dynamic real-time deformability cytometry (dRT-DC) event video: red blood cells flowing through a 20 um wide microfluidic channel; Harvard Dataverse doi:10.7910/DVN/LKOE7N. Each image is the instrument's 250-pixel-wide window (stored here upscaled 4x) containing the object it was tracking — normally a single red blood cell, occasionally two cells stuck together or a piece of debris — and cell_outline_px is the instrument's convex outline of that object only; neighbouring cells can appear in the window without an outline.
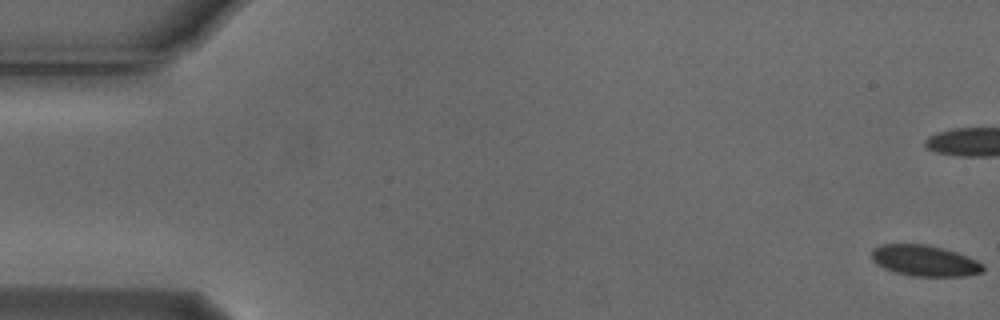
{"species": "Egyptian fruit bat (a non-hibernating species)", "species_latin": "Rousettus aegyptiacus", "temperature_condition": "cold", "stored_images_in_passage": 11, "camera_frame_rate_fps": 3000, "um_per_image_px": 0.085, "animal": {"sex": "male"}, "frame": {"image": 1, "passage_image": 1, "time_ms": 0.0, "image_size_px": [1000, 320], "cell_outline_px": [[984, 272], [964, 276], [912, 276], [896, 272], [884, 268], [876, 264], [872, 260], [872, 248], [880, 244], [924, 244], [944, 248], [968, 256], [984, 264]], "centroid_in_image_um": [78.6, 22.15], "position_along_channel_um": 6.4, "area_um2": 20.23}}
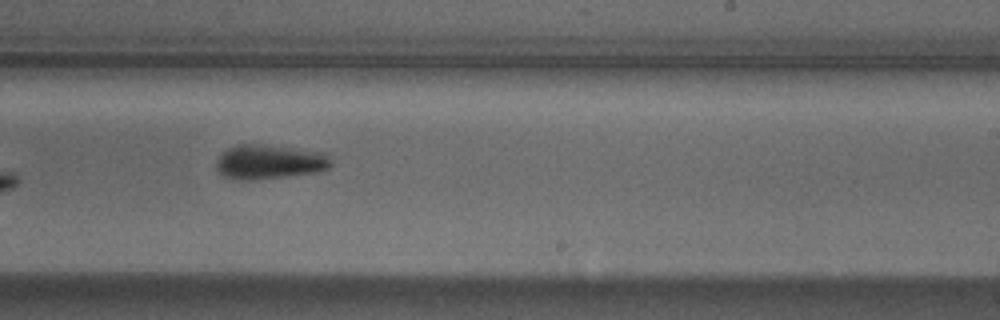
{"frame": {"image": 2, "passage_image": 10, "time_ms": 3.0, "image_size_px": [1000, 320], "cell_outline_px": [[332, 164], [328, 168], [320, 172], [248, 180], [236, 180], [224, 176], [216, 168], [216, 160], [228, 148], [236, 144], [260, 144], [328, 152], [332, 160]], "centroid_in_image_um": [22.94, 13.75], "position_along_channel_um": 266.1, "area_um2": 23.18}}